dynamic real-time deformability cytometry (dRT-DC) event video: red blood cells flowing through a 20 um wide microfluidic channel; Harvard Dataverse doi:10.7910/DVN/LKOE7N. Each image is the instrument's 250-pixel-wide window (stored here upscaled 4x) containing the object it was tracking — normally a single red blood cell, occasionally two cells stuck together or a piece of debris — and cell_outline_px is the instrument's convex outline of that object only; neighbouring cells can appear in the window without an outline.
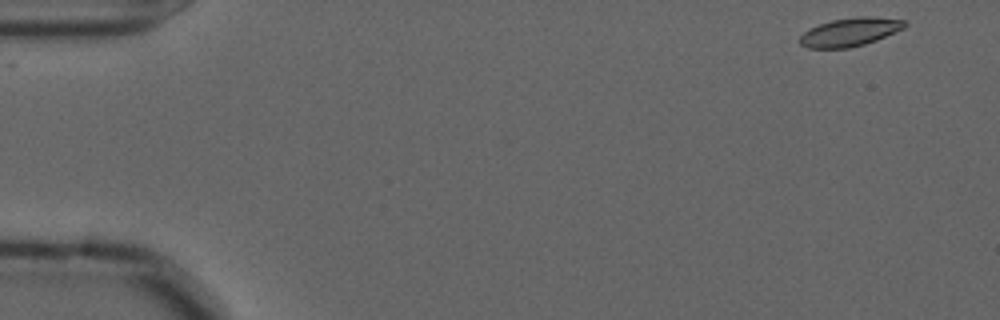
{"species": "common noctule bat (a hibernating species)", "species_latin": "Nyctalus noctula", "temperature_condition": "cold", "stored_images_in_passage": 54, "camera_frame_rate_fps": 3000, "um_per_image_px": 0.085, "animal": {"sex": "male", "forearm_length_mm": 52.5}, "frame": {"image": 1, "passage_image": 1, "time_ms": 0.0, "image_size_px": [1000, 320], "cell_outline_px": [[908, 24], [904, 28], [876, 40], [864, 44], [848, 48], [808, 48], [800, 44], [800, 36], [804, 32], [820, 24], [832, 20], [856, 16], [872, 16], [908, 20]], "centroid_in_image_um": [72.3, 2.71], "position_along_channel_um": 12.7, "area_um2": 17.34}}
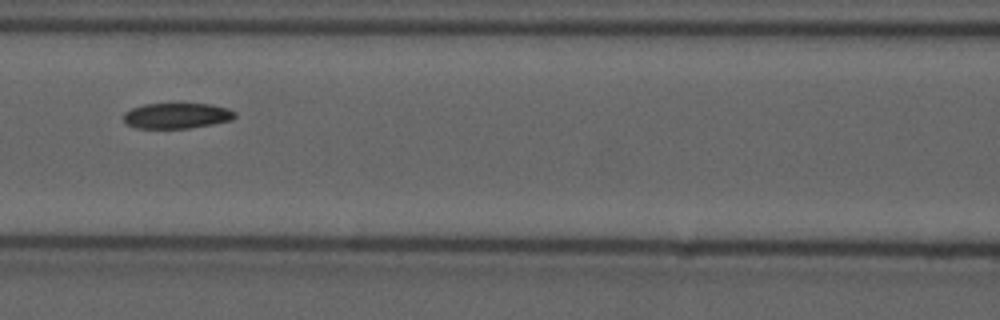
{"frame": {"image": 2, "passage_image": 23, "time_ms": 7.333, "image_size_px": [1000, 320], "cell_outline_px": [[236, 116], [232, 120], [212, 124], [188, 128], [136, 128], [128, 124], [124, 120], [124, 112], [132, 108], [144, 104], [212, 104], [228, 108], [236, 112]], "centroid_in_image_um": [15.05, 9.83], "position_along_channel_um": 151.5, "area_um2": 16.53}}
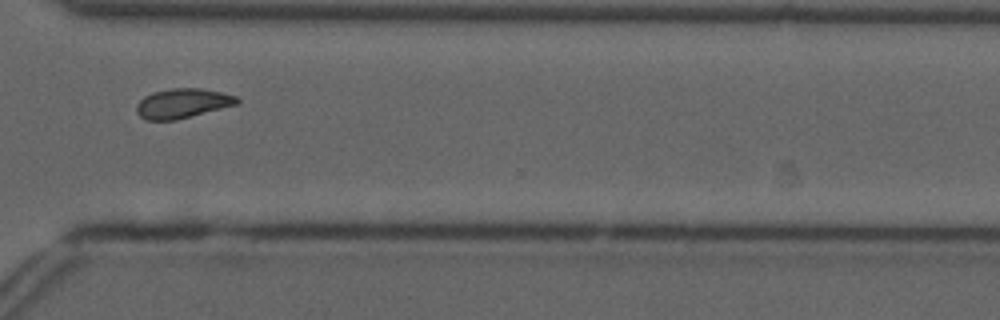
{"frame": {"image": 3, "passage_image": 40, "time_ms": 13.0, "image_size_px": [1000, 320], "cell_outline_px": [[240, 100], [236, 104], [176, 120], [144, 120], [136, 112], [136, 104], [144, 96], [152, 92], [172, 88], [200, 88], [224, 92], [236, 96]], "centroid_in_image_um": [15.48, 8.78], "position_along_channel_um": 355.1, "area_um2": 17.34}, "authors_computed_cell_mechanics": {"area_um2": 17.3689, "velocity_mm_per_s": 3.5936, "shape_relaxation_time_tau1_ms": 8.2035, "shape_relaxation_time_tau2_ms": 4.3052, "deformation_change_tau1": 0.1455, "deformation_change_tau2": 0.0912}}